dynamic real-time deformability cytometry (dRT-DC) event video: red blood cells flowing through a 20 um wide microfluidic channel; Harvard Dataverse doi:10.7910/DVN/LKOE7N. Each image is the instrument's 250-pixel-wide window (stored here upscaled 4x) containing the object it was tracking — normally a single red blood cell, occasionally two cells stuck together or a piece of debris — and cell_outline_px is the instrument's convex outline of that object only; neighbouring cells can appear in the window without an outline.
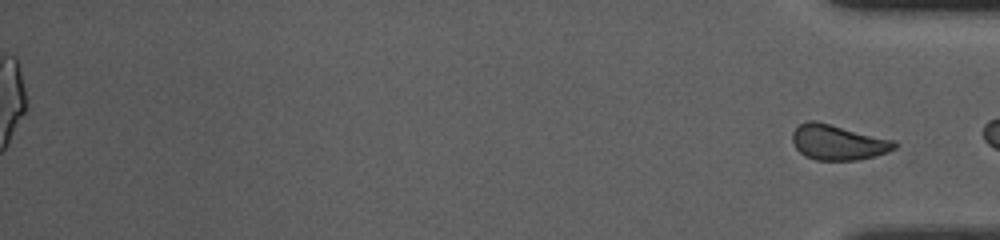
{"species": "common noctule bat (a hibernating species)", "species_latin": "Nyctalus noctula", "temperature_condition": "room temperature", "stored_images_in_passage": 53, "segment_of_instrument_passage": [2, 2], "camera_frame_rate_fps": 3000, "um_per_image_px": 0.085, "animal": {"sex": "female", "body_mass_g": 10.0, "forearm_length_mm": 53.1}, "frame": {"image": 1, "passage_image": 53, "time_ms": 17.333, "image_size_px": [1000, 240], "cell_outline_px": [[896, 148], [888, 152], [876, 156], [856, 160], [816, 160], [804, 156], [796, 148], [792, 140], [792, 132], [800, 124], [808, 120], [816, 120], [896, 140]], "centroid_in_image_um": [71.24, 12.09], "position_along_channel_um": 364.0, "area_um2": 21.21}}